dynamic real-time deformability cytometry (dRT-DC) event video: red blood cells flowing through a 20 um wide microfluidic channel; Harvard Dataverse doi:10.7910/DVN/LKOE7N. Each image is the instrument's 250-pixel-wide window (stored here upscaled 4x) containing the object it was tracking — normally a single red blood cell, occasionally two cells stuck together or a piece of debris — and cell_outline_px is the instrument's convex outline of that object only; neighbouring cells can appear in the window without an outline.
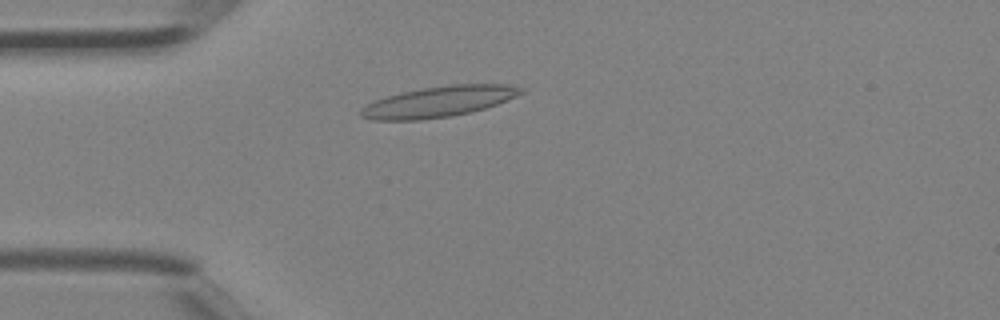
{"species": "Egyptian fruit bat (a non-hibernating species)", "species_latin": "Rousettus aegyptiacus", "temperature_condition": "room temperature", "stored_images_in_passage": 39, "camera_frame_rate_fps": 3000, "um_per_image_px": 0.085, "animal": {"sex": "female"}, "frame": {"image": 1, "passage_image": 8, "time_ms": 2.333, "image_size_px": [1000, 320], "cell_outline_px": [[524, 92], [516, 96], [496, 104], [472, 112], [448, 116], [420, 120], [372, 120], [360, 116], [360, 108], [376, 100], [388, 96], [420, 88], [452, 84], [504, 84], [524, 88]], "centroid_in_image_um": [37.28, 8.64], "position_along_channel_um": 47.7, "area_um2": 28.44}}
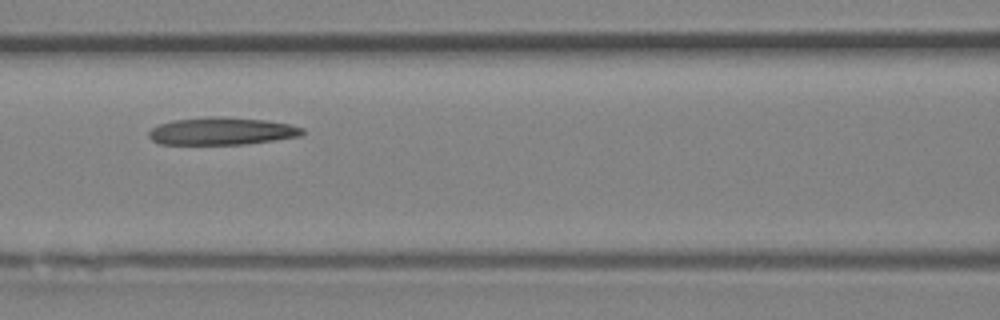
{"frame": {"image": 2, "passage_image": 15, "time_ms": 4.667, "image_size_px": [1000, 320], "cell_outline_px": [[304, 132], [300, 136], [244, 144], [160, 144], [152, 140], [148, 136], [148, 132], [152, 128], [160, 124], [172, 120], [208, 116], [224, 116], [264, 120], [292, 124], [304, 128]], "centroid_in_image_um": [18.84, 11.13], "position_along_channel_um": 147.8, "area_um2": 24.68}}
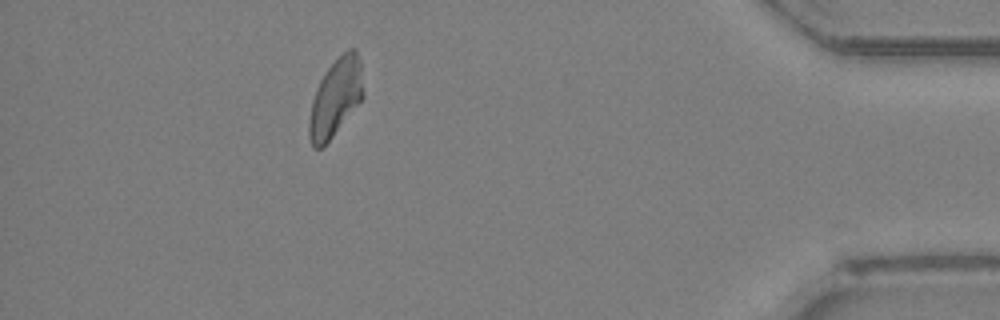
{"frame": {"image": 3, "passage_image": 34, "time_ms": 11.0, "image_size_px": [1000, 320], "cell_outline_px": [[364, 96], [332, 136], [320, 148], [312, 148], [308, 136], [308, 124], [312, 100], [316, 88], [320, 80], [328, 68], [348, 48], [356, 48], [360, 60], [364, 92]], "centroid_in_image_um": [28.51, 8.29], "position_along_channel_um": 406.7, "area_um2": 24.22}}